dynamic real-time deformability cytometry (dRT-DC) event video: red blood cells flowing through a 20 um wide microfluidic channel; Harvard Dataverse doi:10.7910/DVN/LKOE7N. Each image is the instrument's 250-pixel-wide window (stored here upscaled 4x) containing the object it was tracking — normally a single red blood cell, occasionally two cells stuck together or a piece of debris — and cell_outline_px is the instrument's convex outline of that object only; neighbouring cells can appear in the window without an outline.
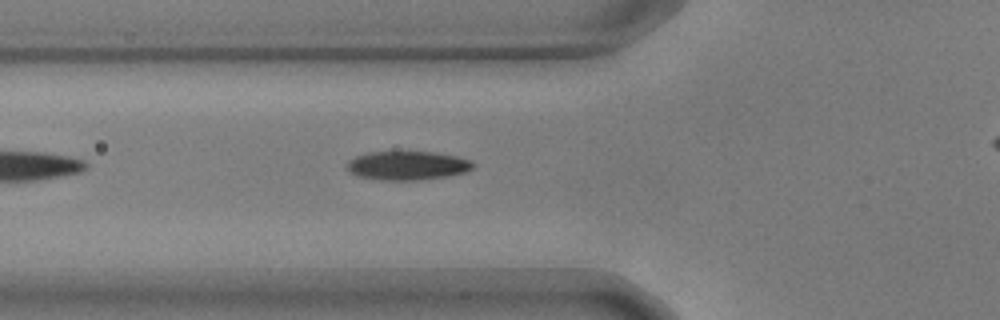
{"species": "common noctule bat (a hibernating species)", "species_latin": "Nyctalus noctula", "temperature_condition": "warm", "stored_images_in_passage": 20, "camera_frame_rate_fps": 3000, "um_per_image_px": 0.085, "animal": {"sex": "male", "body_mass_g": 17.9, "forearm_length_mm": 54.2}, "frame": {"image": 1, "passage_image": 2, "time_ms": 0.333, "image_size_px": [1000, 320], "cell_outline_px": [[476, 164], [472, 168], [464, 172], [444, 176], [420, 180], [380, 180], [360, 176], [348, 172], [348, 160], [356, 156], [368, 152], [432, 152], [456, 156], [472, 160]], "centroid_in_image_um": [34.63, 14.07], "position_along_channel_um": 91.2, "area_um2": 21.04}}
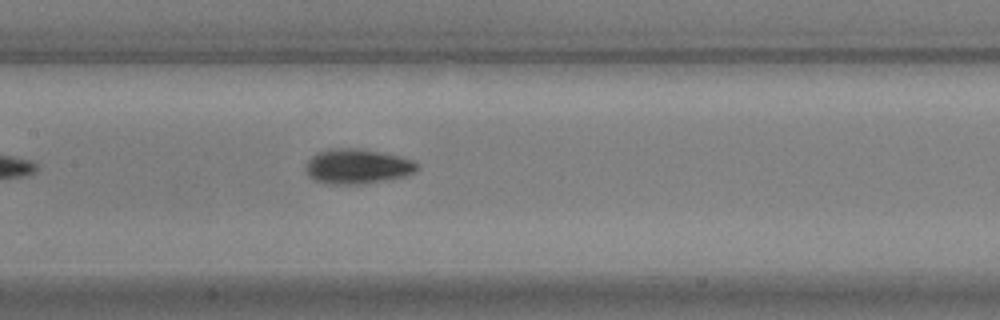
{"frame": {"image": 2, "passage_image": 9, "time_ms": 2.667, "image_size_px": [1000, 320], "cell_outline_px": [[420, 168], [416, 172], [404, 176], [364, 184], [328, 184], [316, 180], [308, 176], [304, 168], [308, 160], [316, 152], [328, 148], [356, 148], [396, 156], [412, 160], [420, 164]], "centroid_in_image_um": [30.34, 14.15], "position_along_channel_um": 177.1, "area_um2": 22.66}}
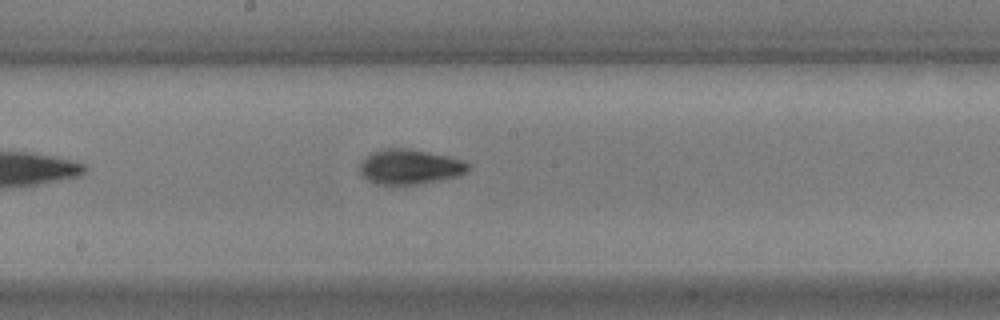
{"frame": {"image": 3, "passage_image": 12, "time_ms": 3.667, "image_size_px": [1000, 320], "cell_outline_px": [[468, 168], [464, 172], [456, 176], [420, 184], [376, 184], [368, 180], [360, 172], [360, 164], [372, 152], [388, 148], [408, 148], [448, 156], [460, 160], [468, 164]], "centroid_in_image_um": [34.8, 14.17], "position_along_channel_um": 213.4, "area_um2": 21.56}}